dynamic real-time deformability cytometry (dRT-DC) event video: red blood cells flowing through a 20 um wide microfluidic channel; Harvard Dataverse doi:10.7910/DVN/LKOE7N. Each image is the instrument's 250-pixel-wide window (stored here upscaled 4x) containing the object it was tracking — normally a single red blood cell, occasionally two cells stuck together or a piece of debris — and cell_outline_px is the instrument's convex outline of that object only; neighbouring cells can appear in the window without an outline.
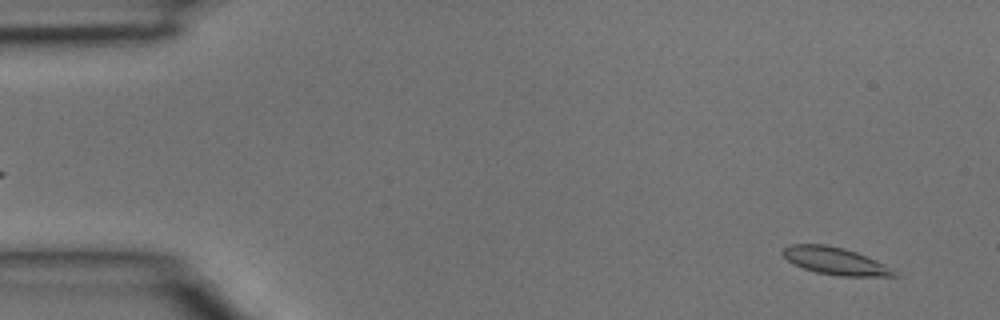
{"species": "common noctule bat (a hibernating species)", "species_latin": "Nyctalus noctula", "temperature_condition": "room temperature", "stored_images_in_passage": 12, "camera_frame_rate_fps": 3000, "um_per_image_px": 0.085, "animal": {"sex": "male", "body_mass_g": 15.6}, "frame": {"image": 1, "passage_image": 2, "time_ms": 0.333, "image_size_px": [1000, 320], "cell_outline_px": [[900, 276], [840, 276], [816, 272], [804, 268], [788, 260], [780, 252], [788, 244], [824, 244], [844, 248], [856, 252], [876, 260], [884, 264]], "centroid_in_image_um": [70.96, 22.17], "position_along_channel_um": 14.0, "area_um2": 17.51}}
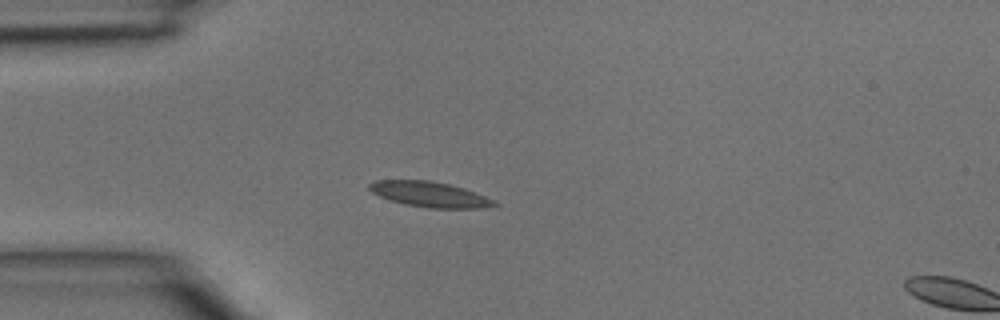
{"frame": {"image": 2, "passage_image": 10, "time_ms": 3.0, "image_size_px": [1000, 320], "cell_outline_px": [[500, 204], [484, 208], [432, 208], [404, 204], [380, 196], [372, 192], [368, 188], [368, 184], [372, 180], [428, 180], [448, 184], [464, 188], [496, 200]], "centroid_in_image_um": [36.54, 16.52], "position_along_channel_um": 48.5, "area_um2": 18.44}}